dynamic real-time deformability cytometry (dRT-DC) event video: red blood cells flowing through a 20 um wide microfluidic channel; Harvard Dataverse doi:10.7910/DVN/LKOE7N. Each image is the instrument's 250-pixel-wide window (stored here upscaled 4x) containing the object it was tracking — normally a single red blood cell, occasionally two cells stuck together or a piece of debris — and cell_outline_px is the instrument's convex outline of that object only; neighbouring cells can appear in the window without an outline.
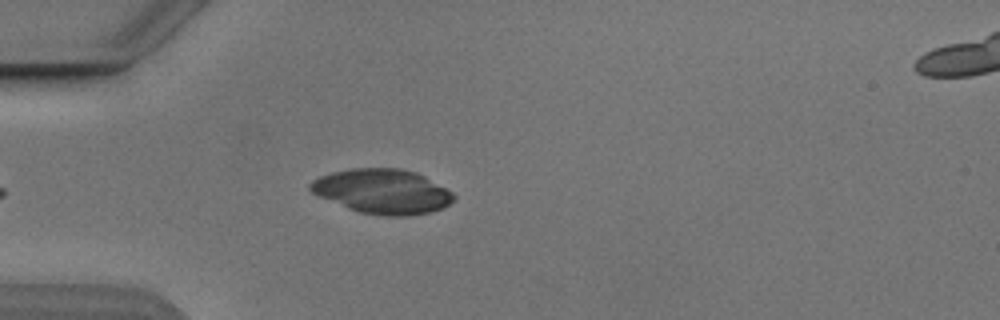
{"species": "Egyptian fruit bat (a non-hibernating species)", "species_latin": "Rousettus aegyptiacus", "temperature_condition": "cold", "stored_images_in_passage": 38, "segment_of_instrument_passage": [1, 2], "camera_frame_rate_fps": 3000, "um_per_image_px": 0.085, "animal": {"sex": "male"}, "frame": {"image": 1, "passage_image": 5, "time_ms": 1.333, "image_size_px": [1000, 320], "cell_outline_px": [[448, 200], [444, 204], [436, 208], [420, 212], [376, 212], [356, 208], [352, 204], [432, 188], [440, 188], [448, 196]], "centroid_in_image_um": [34.59, 17.17], "position_along_channel_um": 50.4, "area_um2": 10.46}}
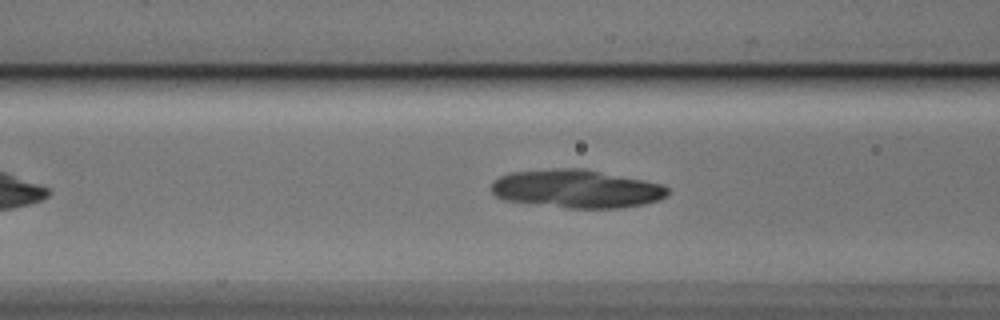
{"frame": {"image": 2, "passage_image": 11, "time_ms": 3.333, "image_size_px": [1000, 320], "cell_outline_px": [[664, 192], [660, 196], [648, 200], [624, 204], [580, 204], [576, 200], [604, 184], [612, 180], [624, 180], [648, 184], [664, 188]], "centroid_in_image_um": [52.82, 16.42], "position_along_channel_um": 113.8, "area_um2": 10.46}}